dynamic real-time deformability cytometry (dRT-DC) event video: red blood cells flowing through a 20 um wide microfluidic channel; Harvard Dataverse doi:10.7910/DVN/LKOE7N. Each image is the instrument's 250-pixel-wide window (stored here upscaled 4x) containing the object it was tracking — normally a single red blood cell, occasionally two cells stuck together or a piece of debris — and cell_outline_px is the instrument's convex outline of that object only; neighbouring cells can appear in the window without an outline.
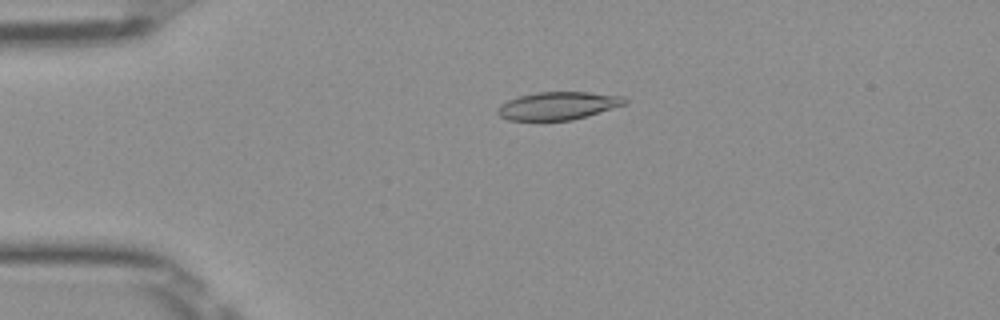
{"species": "Egyptian fruit bat (a non-hibernating species)", "species_latin": "Rousettus aegyptiacus", "temperature_condition": "room temperature", "stored_images_in_passage": 51, "camera_frame_rate_fps": 3000, "um_per_image_px": 0.085, "frame": {"image": 1, "passage_image": 12, "time_ms": 3.667, "image_size_px": [1000, 320], "cell_outline_px": [[628, 104], [572, 120], [508, 120], [500, 116], [496, 112], [496, 108], [500, 104], [508, 100], [520, 96], [536, 92], [588, 92], [624, 96], [628, 100]], "centroid_in_image_um": [47.45, 8.98], "position_along_channel_um": 37.6, "area_um2": 20.75}}
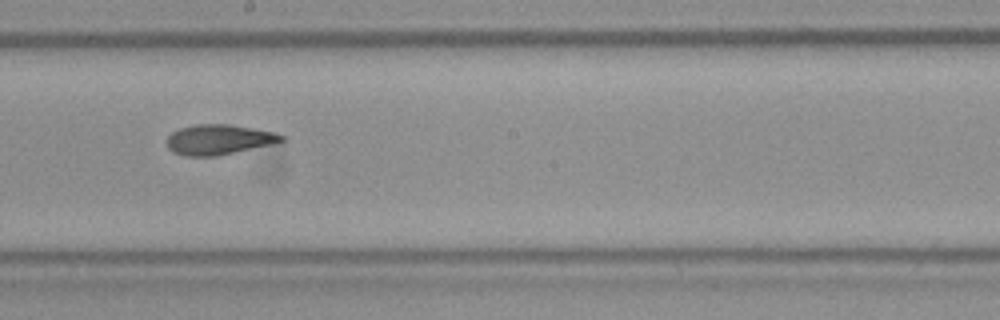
{"frame": {"image": 2, "passage_image": 29, "time_ms": 9.333, "image_size_px": [1000, 320], "cell_outline_px": [[284, 140], [272, 144], [216, 156], [184, 156], [172, 152], [168, 148], [168, 136], [172, 132], [180, 128], [196, 124], [228, 124], [256, 128], [276, 132], [284, 136]], "centroid_in_image_um": [18.6, 11.86], "position_along_channel_um": 229.6, "area_um2": 20.11}}
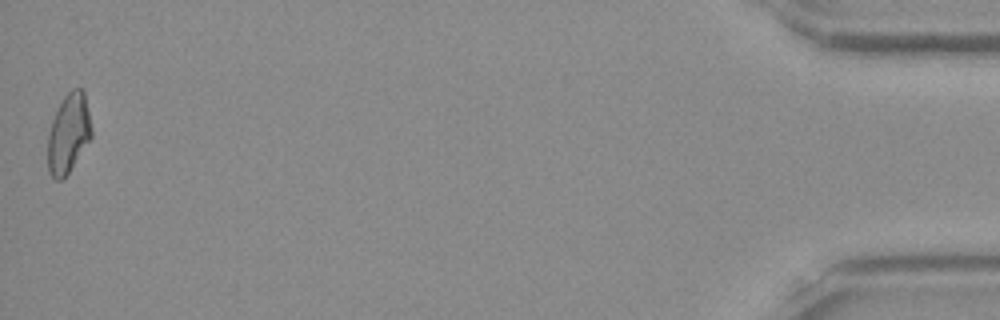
{"frame": {"image": 3, "passage_image": 51, "time_ms": 16.667, "image_size_px": [1000, 320], "cell_outline_px": [[92, 136], [68, 172], [60, 180], [56, 180], [48, 172], [48, 132], [52, 120], [64, 96], [72, 88], [80, 88], [84, 92], [92, 128]], "centroid_in_image_um": [5.82, 11.32], "position_along_channel_um": 429.4, "area_um2": 19.88}, "authors_computed_cell_mechanics": {"area_um2": 20.3456, "velocity_mm_per_s": 3.9992, "shape_relaxation_time_tau1_ms": null, "shape_relaxation_time_tau2_ms": 2.5602, "deformation_change_tau1": null, "deformation_change_tau2": 0.0887}}